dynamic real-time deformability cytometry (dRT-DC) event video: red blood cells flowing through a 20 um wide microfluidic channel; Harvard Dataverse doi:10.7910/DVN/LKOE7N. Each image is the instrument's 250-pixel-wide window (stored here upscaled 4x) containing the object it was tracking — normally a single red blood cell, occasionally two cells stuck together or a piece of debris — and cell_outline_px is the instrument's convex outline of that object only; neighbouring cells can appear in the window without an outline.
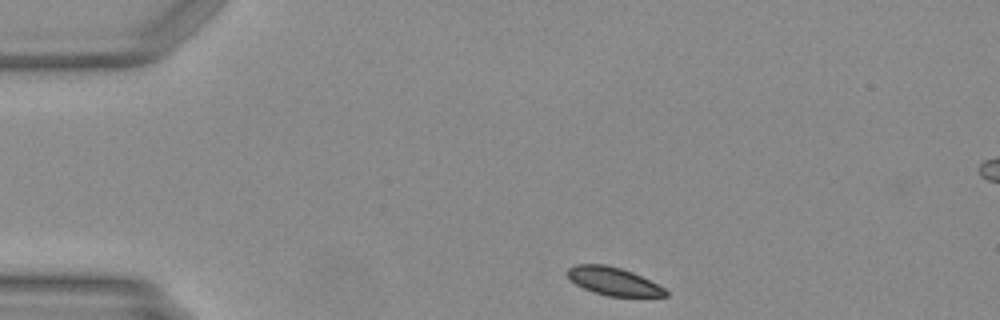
{"species": "Egyptian fruit bat (a non-hibernating species)", "species_latin": "Rousettus aegyptiacus", "temperature_condition": "warm", "stored_images_in_passage": 42, "camera_frame_rate_fps": 3000, "um_per_image_px": 0.085, "animal": {"sex": "female"}, "frame": {"image": 1, "passage_image": 1, "time_ms": 0.0, "image_size_px": [1000, 320], "cell_outline_px": [[668, 296], [608, 296], [584, 288], [576, 284], [568, 276], [568, 268], [576, 264], [604, 264], [620, 268], [632, 272], [664, 288], [668, 292]], "centroid_in_image_um": [52.14, 23.9], "position_along_channel_um": 32.9, "area_um2": 15.61}}